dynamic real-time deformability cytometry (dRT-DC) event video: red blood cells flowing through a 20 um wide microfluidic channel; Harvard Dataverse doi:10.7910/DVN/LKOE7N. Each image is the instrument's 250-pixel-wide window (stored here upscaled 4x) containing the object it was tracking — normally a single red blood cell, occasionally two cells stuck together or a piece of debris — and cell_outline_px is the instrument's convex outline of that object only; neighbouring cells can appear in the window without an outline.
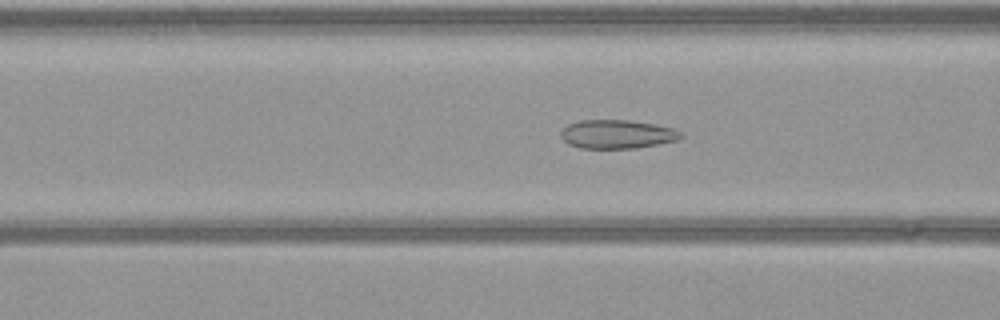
{"species": "common noctule bat (a hibernating species)", "species_latin": "Nyctalus noctula", "temperature_condition": "warm", "stored_images_in_passage": 38, "camera_frame_rate_fps": 3000, "um_per_image_px": 0.085, "animal": {"sex": "female", "body_mass_g": 21.9}, "frame": {"image": 1, "passage_image": 5, "time_ms": 1.333, "image_size_px": [1000, 320], "cell_outline_px": [[684, 136], [676, 140], [636, 148], [580, 148], [568, 144], [560, 136], [560, 132], [568, 124], [580, 120], [628, 120], [656, 124], [672, 128], [680, 132]], "centroid_in_image_um": [52.43, 11.4], "position_along_channel_um": 114.2, "area_um2": 20.0}}
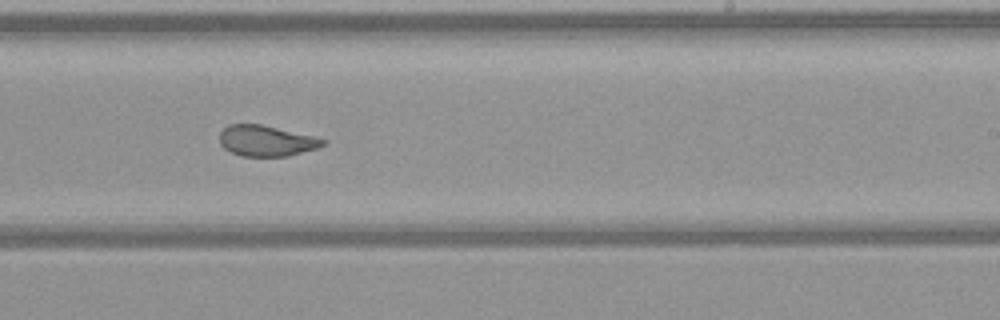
{"frame": {"image": 2, "passage_image": 17, "time_ms": 5.333, "image_size_px": [1000, 320], "cell_outline_px": [[328, 144], [316, 148], [288, 156], [240, 156], [224, 148], [220, 144], [220, 132], [228, 124], [260, 124], [316, 136], [324, 140]], "centroid_in_image_um": [22.64, 11.96], "position_along_channel_um": 266.4, "area_um2": 18.55}}
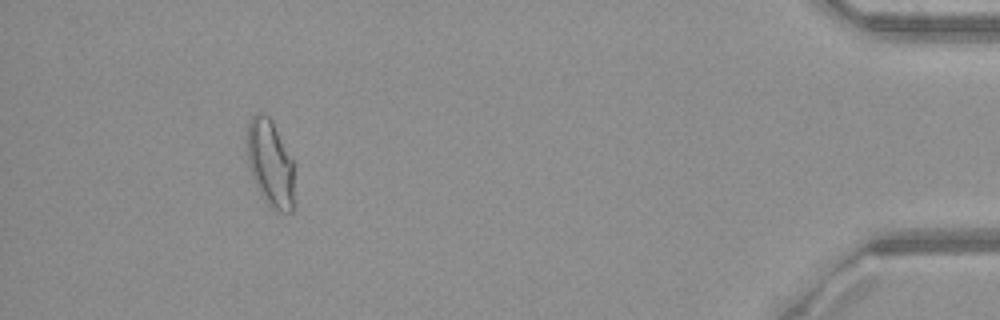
{"frame": {"image": 3, "passage_image": 34, "time_ms": 11.0, "image_size_px": [1000, 320], "cell_outline_px": [[292, 212], [280, 212], [272, 208], [264, 200], [252, 176], [248, 164], [248, 120], [256, 112], [264, 112], [272, 120], [292, 160]], "centroid_in_image_um": [22.94, 13.84], "position_along_channel_um": 412.3, "area_um2": 23.41}}